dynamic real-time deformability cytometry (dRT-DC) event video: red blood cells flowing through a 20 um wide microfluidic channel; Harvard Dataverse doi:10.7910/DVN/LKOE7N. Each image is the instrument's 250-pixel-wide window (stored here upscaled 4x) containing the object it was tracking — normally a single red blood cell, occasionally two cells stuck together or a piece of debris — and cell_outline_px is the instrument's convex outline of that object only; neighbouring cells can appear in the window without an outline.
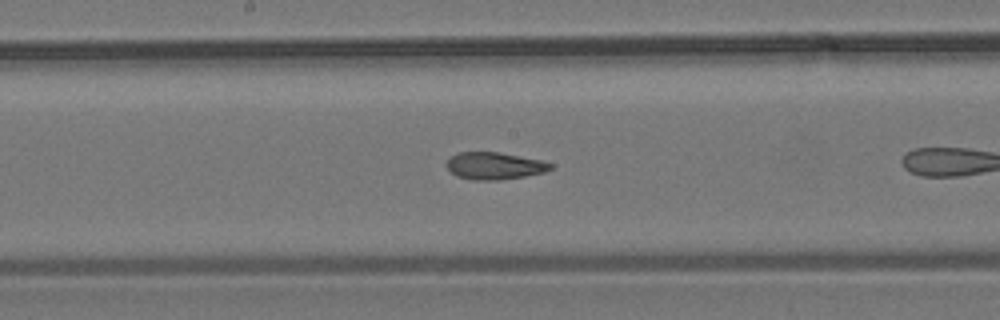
{"species": "common noctule bat (a hibernating species)", "species_latin": "Nyctalus noctula", "temperature_condition": "room temperature", "stored_images_in_passage": 21, "camera_frame_rate_fps": 3000, "um_per_image_px": 0.085, "animal": {"sex": "male", "body_mass_g": 19.2, "forearm_length_mm": 51.8}, "frame": {"image": 1, "passage_image": 7, "time_ms": 2.0, "image_size_px": [1000, 320], "cell_outline_px": [[552, 168], [544, 172], [524, 176], [500, 180], [472, 180], [456, 176], [444, 164], [448, 156], [456, 152], [496, 152], [540, 160], [552, 164]], "centroid_in_image_um": [41.94, 14.09], "position_along_channel_um": 206.3, "area_um2": 16.47}}
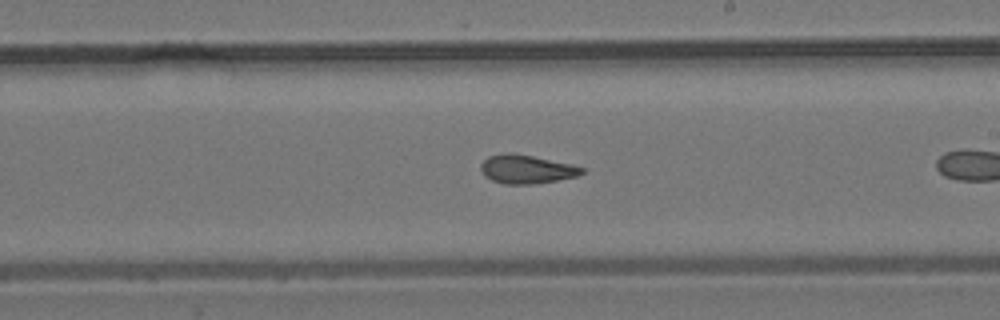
{"frame": {"image": 2, "passage_image": 10, "time_ms": 3.0, "image_size_px": [1000, 320], "cell_outline_px": [[584, 172], [576, 176], [556, 180], [532, 184], [504, 184], [492, 180], [484, 176], [480, 168], [480, 164], [488, 156], [508, 152], [512, 152], [572, 164], [584, 168]], "centroid_in_image_um": [44.72, 14.37], "position_along_channel_um": 244.3, "area_um2": 16.82}}